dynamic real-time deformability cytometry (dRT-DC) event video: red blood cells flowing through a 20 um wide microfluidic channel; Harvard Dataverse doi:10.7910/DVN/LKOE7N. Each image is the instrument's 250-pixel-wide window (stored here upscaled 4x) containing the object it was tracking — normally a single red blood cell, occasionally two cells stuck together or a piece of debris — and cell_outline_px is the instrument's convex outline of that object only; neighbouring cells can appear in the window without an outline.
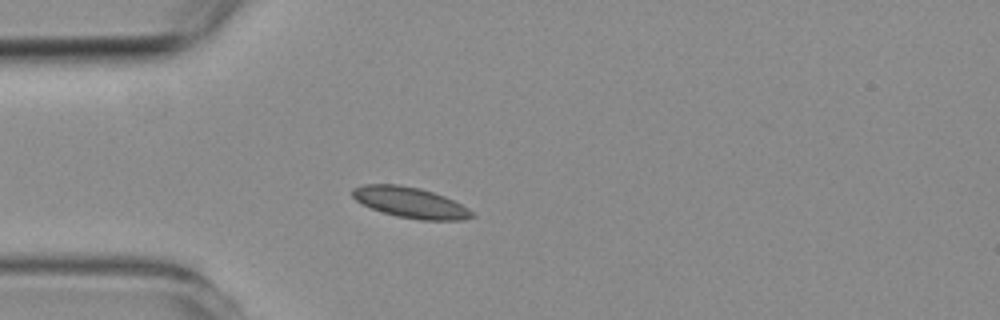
{"species": "common noctule bat (a hibernating species)", "species_latin": "Nyctalus noctula", "temperature_condition": "room temperature", "stored_images_in_passage": 5, "camera_frame_rate_fps": 3000, "um_per_image_px": 0.085, "animal": {"sex": "female", "body_mass_g": 19.3, "forearm_length_mm": 54.1}, "frame": {"image": 1, "passage_image": 4, "time_ms": 5.0, "image_size_px": [1000, 320], "cell_outline_px": [[476, 216], [464, 220], [420, 220], [396, 216], [372, 208], [356, 200], [352, 196], [352, 188], [364, 184], [400, 184], [420, 188], [444, 196], [468, 208]], "centroid_in_image_um": [34.88, 17.21], "position_along_channel_um": 50.1, "area_um2": 21.27}}